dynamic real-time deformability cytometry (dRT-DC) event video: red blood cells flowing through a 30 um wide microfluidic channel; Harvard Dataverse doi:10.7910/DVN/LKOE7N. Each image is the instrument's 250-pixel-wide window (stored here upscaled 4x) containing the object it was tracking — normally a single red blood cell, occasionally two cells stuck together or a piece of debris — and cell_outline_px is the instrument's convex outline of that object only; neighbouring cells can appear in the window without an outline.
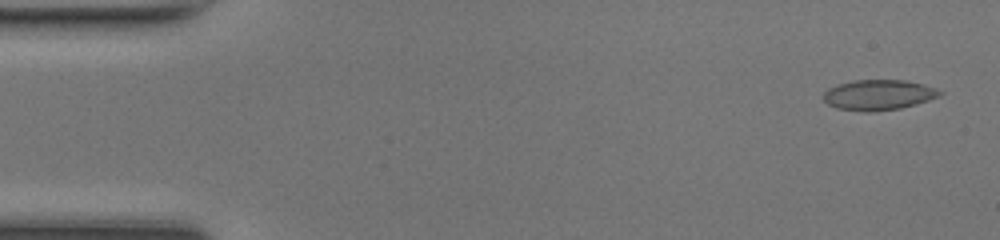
{"species": "common noctule bat (a hibernating species)", "species_latin": "Nyctalus noctula", "temperature_condition": "room temperature", "stored_images_in_passage": 47, "camera_frame_rate_fps": 3000, "um_per_image_px": 0.085, "animal": {"sex": "female", "body_mass_g": 17.0, "forearm_length_mm": 48.0}, "frame": {"image": 1, "passage_image": 2, "time_ms": 0.333, "image_size_px": [1000, 240], "cell_outline_px": [[944, 92], [940, 96], [916, 104], [900, 108], [872, 112], [864, 112], [836, 108], [828, 104], [824, 100], [824, 92], [828, 88], [840, 84], [856, 80], [904, 80], [924, 84], [936, 88]], "centroid_in_image_um": [74.69, 8.07], "position_along_channel_um": 10.3, "area_um2": 20.58}}
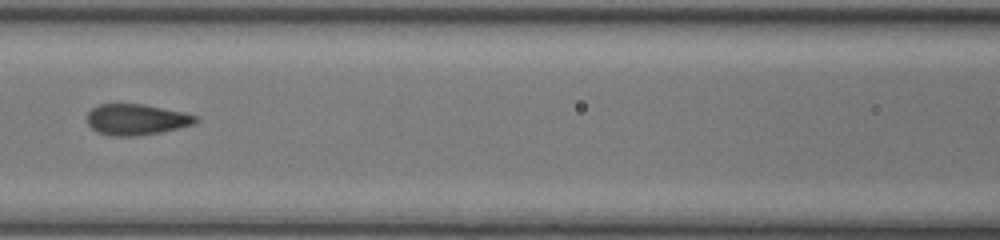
{"frame": {"image": 2, "passage_image": 21, "time_ms": 6.667, "image_size_px": [1000, 240], "cell_outline_px": [[200, 120], [192, 124], [180, 128], [160, 132], [136, 136], [108, 136], [96, 132], [88, 124], [88, 112], [92, 108], [100, 104], [144, 104], [184, 112], [200, 116]], "centroid_in_image_um": [11.62, 10.16], "position_along_channel_um": 155.0, "area_um2": 19.77}}
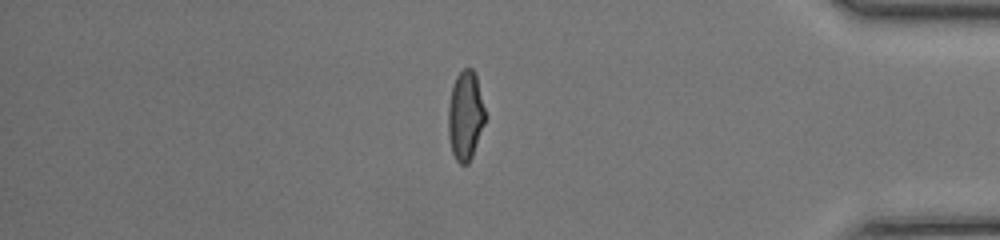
{"frame": {"image": 3, "passage_image": 40, "time_ms": 13.0, "image_size_px": [1000, 240], "cell_outline_px": [[484, 124], [472, 156], [468, 164], [460, 164], [456, 160], [452, 152], [448, 136], [448, 108], [452, 88], [456, 76], [464, 68], [472, 68], [476, 76], [484, 108]], "centroid_in_image_um": [39.54, 9.85], "position_along_channel_um": 395.7, "area_um2": 18.9}, "authors_computed_cell_mechanics": {"area_um2": 19.8832, "velocity_mm_per_s": 4.3501, "shape_relaxation_time_tau1_ms": 5.1466, "shape_relaxation_time_tau2_ms": null, "deformation_change_tau1": 0.1869, "deformation_change_tau2": null}}